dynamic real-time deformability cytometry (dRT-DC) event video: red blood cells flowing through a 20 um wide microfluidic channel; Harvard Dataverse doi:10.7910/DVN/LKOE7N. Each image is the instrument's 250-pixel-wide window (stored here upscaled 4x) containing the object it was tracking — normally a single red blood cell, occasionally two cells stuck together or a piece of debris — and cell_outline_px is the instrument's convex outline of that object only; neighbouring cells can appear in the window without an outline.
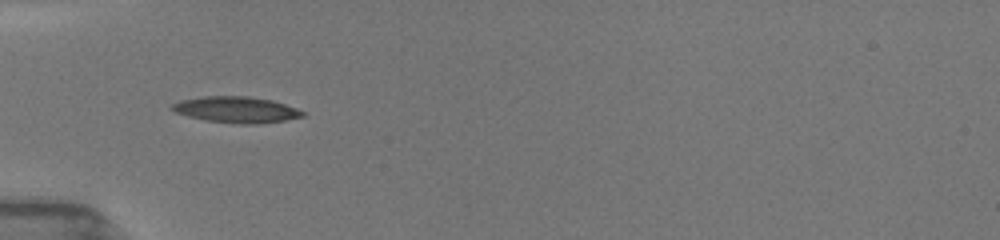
{"species": "common noctule bat (a hibernating species)", "species_latin": "Nyctalus noctula", "temperature_condition": "room temperature", "stored_images_in_passage": 7, "camera_frame_rate_fps": 3000, "um_per_image_px": 0.085, "animal": {"sex": "female", "body_mass_g": 19.5, "forearm_length_mm": 54.1}, "frame": {"image": 1, "passage_image": 5, "time_ms": 4.333, "image_size_px": [1000, 240], "cell_outline_px": [[304, 116], [284, 120], [252, 124], [240, 124], [208, 120], [188, 116], [176, 112], [168, 108], [172, 104], [180, 100], [204, 96], [248, 96], [272, 100], [296, 108], [304, 112]], "centroid_in_image_um": [20.05, 9.31], "position_along_channel_um": 64.9, "area_um2": 19.65}}
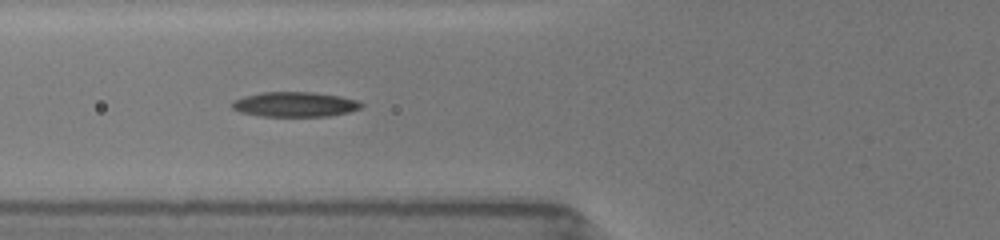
{"frame": {"image": 2, "passage_image": 6, "time_ms": 5.333, "image_size_px": [1000, 240], "cell_outline_px": [[364, 104], [360, 108], [348, 112], [328, 116], [260, 116], [240, 112], [232, 108], [232, 100], [244, 96], [260, 92], [312, 92], [340, 96], [360, 100]], "centroid_in_image_um": [25.06, 8.86], "position_along_channel_um": 100.7, "area_um2": 18.84}}
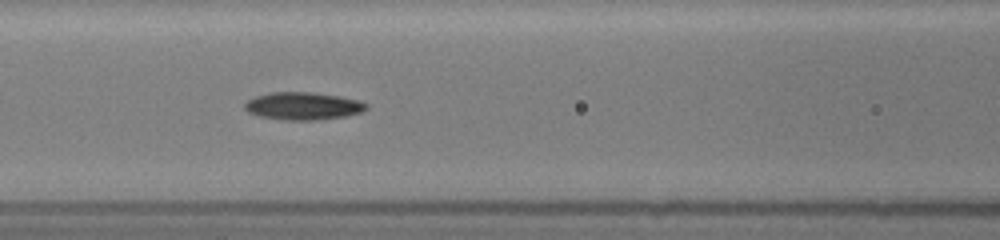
{"frame": {"image": 3, "passage_image": 7, "time_ms": 6.333, "image_size_px": [1000, 240], "cell_outline_px": [[368, 108], [360, 112], [348, 116], [316, 120], [284, 120], [260, 116], [248, 112], [244, 108], [244, 104], [248, 100], [256, 96], [272, 92], [312, 92], [340, 96], [356, 100], [368, 104]], "centroid_in_image_um": [25.76, 9.01], "position_along_channel_um": 140.8, "area_um2": 19.54}}